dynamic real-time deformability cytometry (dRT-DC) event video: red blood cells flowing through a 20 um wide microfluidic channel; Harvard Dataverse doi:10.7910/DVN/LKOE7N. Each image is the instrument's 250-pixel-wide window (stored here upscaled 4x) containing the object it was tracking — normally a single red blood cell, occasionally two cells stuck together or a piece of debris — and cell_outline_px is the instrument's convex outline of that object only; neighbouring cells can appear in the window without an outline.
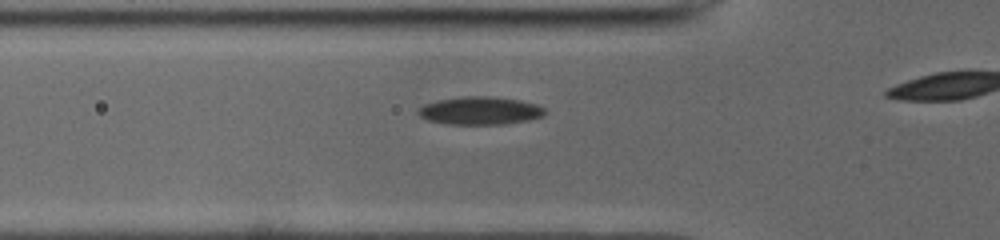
{"species": "common noctule bat (a hibernating species)", "species_latin": "Nyctalus noctula", "temperature_condition": "cold", "stored_images_in_passage": 13, "camera_frame_rate_fps": 3000, "um_per_image_px": 0.085, "animal": {"sex": "male", "body_mass_g": 19.0, "forearm_length_mm": 50.8}, "frame": {"image": 1, "passage_image": 8, "time_ms": 2.333, "image_size_px": [1000, 240], "cell_outline_px": [[544, 112], [540, 116], [524, 120], [504, 124], [448, 124], [428, 120], [420, 116], [416, 112], [424, 104], [440, 100], [468, 96], [488, 96], [520, 100], [536, 104], [544, 108]], "centroid_in_image_um": [40.76, 9.4], "position_along_channel_um": 85.0, "area_um2": 20.17}}
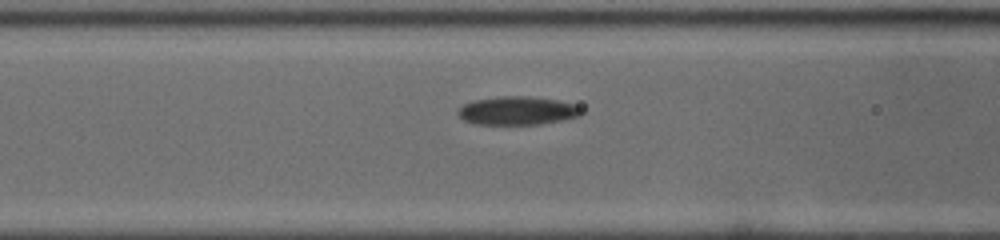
{"frame": {"image": 2, "passage_image": 11, "time_ms": 3.333, "image_size_px": [1000, 240], "cell_outline_px": [[584, 112], [580, 116], [540, 124], [476, 124], [464, 120], [460, 116], [460, 108], [464, 104], [476, 100], [504, 96], [524, 96], [556, 100], [572, 104], [580, 108]], "centroid_in_image_um": [44.0, 9.41], "position_along_channel_um": 122.6, "area_um2": 19.94}}